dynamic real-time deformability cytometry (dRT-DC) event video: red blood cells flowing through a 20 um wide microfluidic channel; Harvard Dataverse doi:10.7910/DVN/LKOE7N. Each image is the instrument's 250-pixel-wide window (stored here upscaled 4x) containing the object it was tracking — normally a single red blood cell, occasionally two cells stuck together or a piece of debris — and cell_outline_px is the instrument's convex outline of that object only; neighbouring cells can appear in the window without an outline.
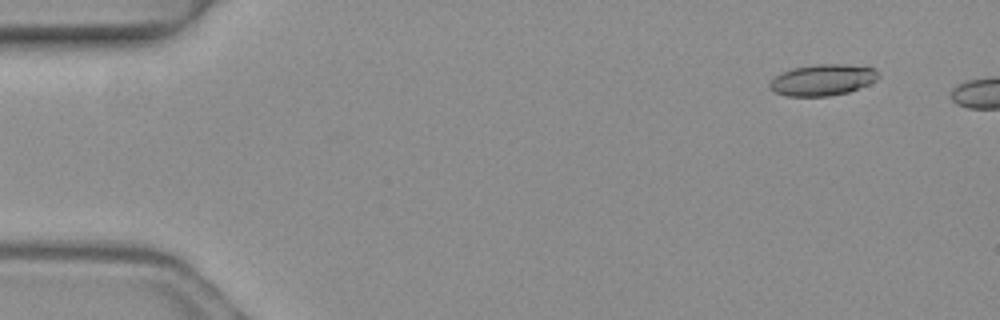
{"species": "common noctule bat (a hibernating species)", "species_latin": "Nyctalus noctula", "temperature_condition": "warm", "stored_images_in_passage": 3, "camera_frame_rate_fps": 3000, "um_per_image_px": 0.085, "animal": {"sex": "female", "body_mass_g": 19.3, "forearm_length_mm": 54.1}, "frame": {"image": 1, "passage_image": 2, "time_ms": 0.333, "image_size_px": [1000, 320], "cell_outline_px": [[880, 76], [876, 80], [868, 84], [848, 92], [828, 96], [788, 96], [776, 92], [768, 88], [768, 84], [780, 72], [792, 68], [816, 64], [844, 64], [872, 68]], "centroid_in_image_um": [69.88, 6.79], "position_along_channel_um": 15.1, "area_um2": 19.65}}